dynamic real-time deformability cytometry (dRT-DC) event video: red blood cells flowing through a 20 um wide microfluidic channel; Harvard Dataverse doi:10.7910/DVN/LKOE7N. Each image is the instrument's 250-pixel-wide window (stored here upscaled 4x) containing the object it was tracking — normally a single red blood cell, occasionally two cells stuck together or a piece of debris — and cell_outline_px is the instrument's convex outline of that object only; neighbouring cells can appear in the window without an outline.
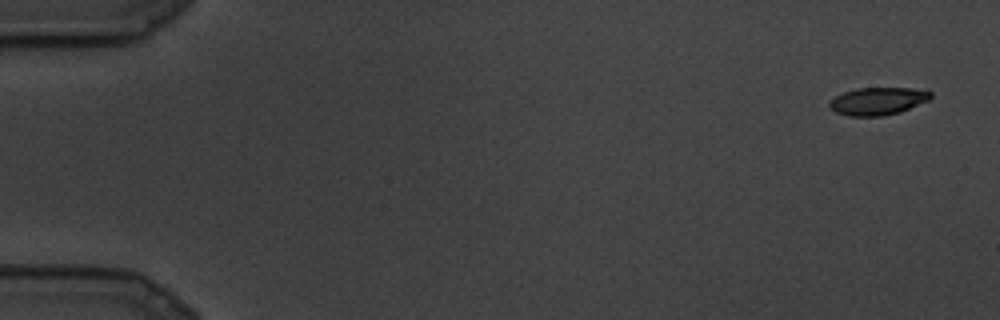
{"species": "common noctule bat (a hibernating species)", "species_latin": "Nyctalus noctula", "temperature_condition": "cold", "stored_images_in_passage": 11, "camera_frame_rate_fps": 3000, "um_per_image_px": 0.085, "animal": {"sex": "male", "body_mass_g": 19.5, "forearm_length_mm": 54.6}, "frame": {"image": 1, "passage_image": 1, "time_ms": 0.0, "image_size_px": [1000, 320], "cell_outline_px": [[932, 96], [928, 100], [900, 112], [884, 116], [848, 116], [836, 112], [828, 104], [828, 100], [844, 92], [856, 88], [912, 88], [932, 92]], "centroid_in_image_um": [74.59, 8.59], "position_along_channel_um": 10.4, "area_um2": 16.24}}
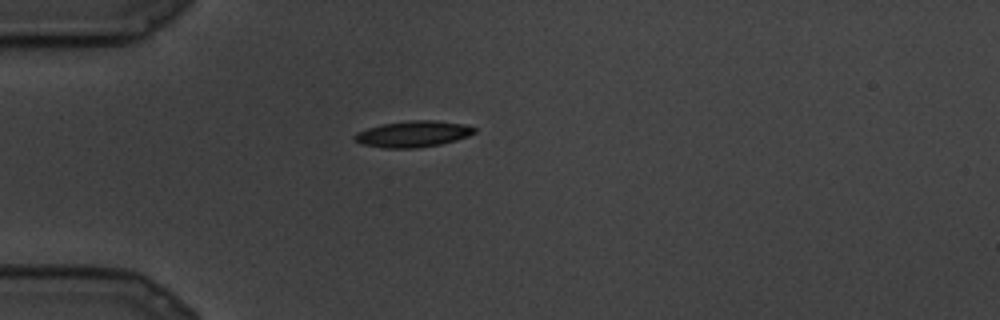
{"frame": {"image": 2, "passage_image": 7, "time_ms": 2.0, "image_size_px": [1000, 320], "cell_outline_px": [[476, 132], [468, 136], [456, 140], [440, 144], [416, 148], [384, 148], [364, 144], [352, 140], [352, 136], [356, 132], [380, 124], [412, 120], [432, 120], [464, 124], [476, 128]], "centroid_in_image_um": [35.08, 11.39], "position_along_channel_um": 49.9, "area_um2": 18.32}}
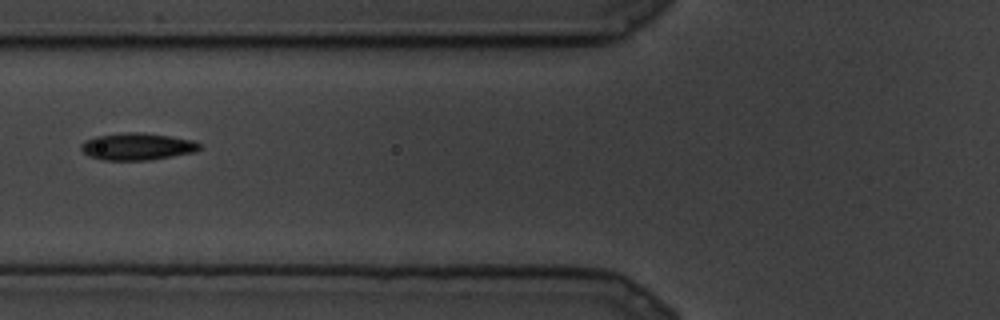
{"frame": {"image": 3, "passage_image": 10, "time_ms": 3.0, "image_size_px": [1000, 320], "cell_outline_px": [[204, 144], [196, 152], [148, 160], [104, 160], [88, 156], [80, 148], [80, 144], [84, 140], [96, 136], [128, 132], [140, 132], [168, 136], [192, 140]], "centroid_in_image_um": [11.66, 12.45], "position_along_channel_um": 114.1, "area_um2": 18.73}}